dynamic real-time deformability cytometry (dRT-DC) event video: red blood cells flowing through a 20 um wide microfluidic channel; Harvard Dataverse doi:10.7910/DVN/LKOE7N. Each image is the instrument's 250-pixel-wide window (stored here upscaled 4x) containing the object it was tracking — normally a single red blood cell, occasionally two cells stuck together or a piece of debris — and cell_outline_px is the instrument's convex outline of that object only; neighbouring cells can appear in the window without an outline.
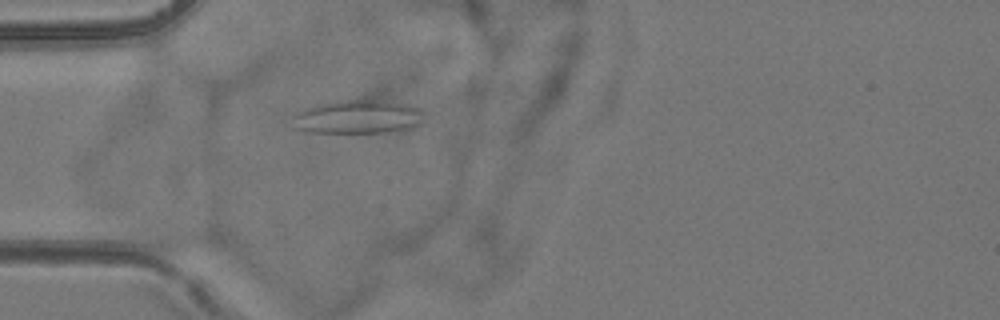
{"species": "common noctule bat (a hibernating species)", "species_latin": "Nyctalus noctula", "temperature_condition": "room temperature", "stored_images_in_passage": 3, "camera_frame_rate_fps": 3000, "um_per_image_px": 0.085, "animal": {"sex": "female", "body_mass_g": 24.6, "forearm_length_mm": 56.2}, "frame": {"image": 1, "passage_image": 3, "time_ms": 2.333, "image_size_px": [1000, 320], "cell_outline_px": [[420, 112], [416, 124], [412, 128], [388, 132], [304, 132], [292, 128], [292, 116], [296, 112], [304, 108], [316, 104], [356, 96], [368, 96], [408, 104], [420, 108]], "centroid_in_image_um": [30.3, 9.87], "position_along_channel_um": 54.7, "area_um2": 26.82}}